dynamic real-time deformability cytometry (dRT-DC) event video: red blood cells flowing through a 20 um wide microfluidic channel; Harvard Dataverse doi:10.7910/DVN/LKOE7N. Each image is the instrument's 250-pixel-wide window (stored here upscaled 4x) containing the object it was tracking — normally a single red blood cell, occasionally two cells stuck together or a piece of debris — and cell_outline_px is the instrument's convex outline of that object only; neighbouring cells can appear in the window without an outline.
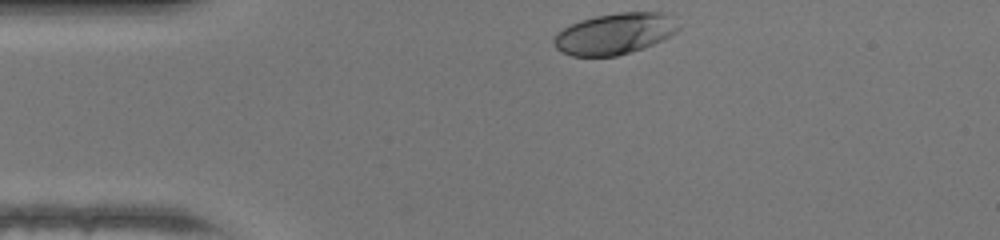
{"species": "human", "species_latin": "Homo sapiens", "temperature_condition": "warm", "stored_images_in_passage": 30, "camera_frame_rate_fps": 3000, "um_per_image_px": 0.085, "donor": {"sex": "female"}, "frame": {"image": 1, "passage_image": 1, "time_ms": 0.0, "image_size_px": [1000, 240], "cell_outline_px": [[680, 28], [676, 32], [664, 40], [616, 56], [572, 56], [556, 48], [552, 40], [564, 28], [580, 20], [596, 16], [620, 12], [664, 12]], "centroid_in_image_um": [52.25, 2.86], "position_along_channel_um": 32.8, "area_um2": 29.36}}
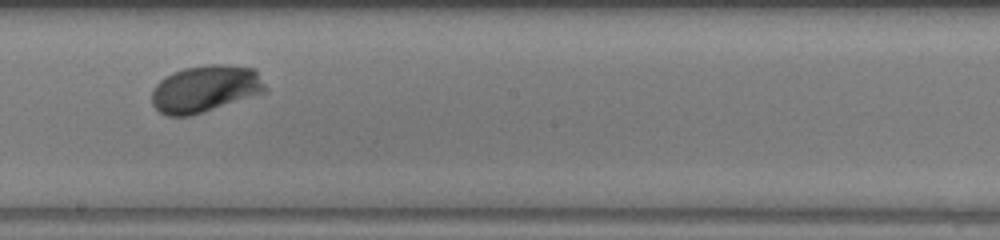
{"frame": {"image": 2, "passage_image": 18, "time_ms": 5.667, "image_size_px": [1000, 240], "cell_outline_px": [[268, 92], [192, 116], [168, 116], [160, 112], [152, 104], [152, 88], [164, 76], [172, 72], [184, 68], [208, 64], [228, 64], [256, 68], [268, 88]], "centroid_in_image_um": [17.49, 7.54], "position_along_channel_um": 230.7, "area_um2": 31.79}}
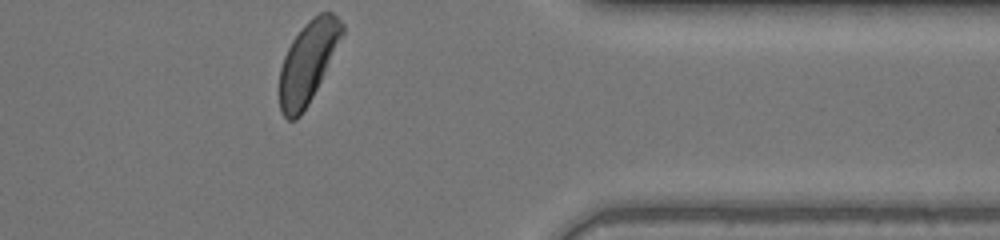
{"frame": {"image": 3, "passage_image": 30, "time_ms": 9.667, "image_size_px": [1000, 240], "cell_outline_px": [[344, 32], [308, 104], [300, 116], [296, 120], [288, 120], [280, 112], [280, 68], [284, 56], [292, 40], [304, 24], [308, 20], [320, 12], [332, 12], [344, 24]], "centroid_in_image_um": [26.15, 5.27], "position_along_channel_um": 385.3, "area_um2": 29.13}, "authors_computed_cell_mechanics": {"area_um2": 29.2468, "velocity_mm_per_s": 4.3115, "shape_relaxation_time_tau1_ms": 1.6125, "shape_relaxation_time_tau2_ms": null, "deformation_change_tau1": 0.1222, "deformation_change_tau2": null}}